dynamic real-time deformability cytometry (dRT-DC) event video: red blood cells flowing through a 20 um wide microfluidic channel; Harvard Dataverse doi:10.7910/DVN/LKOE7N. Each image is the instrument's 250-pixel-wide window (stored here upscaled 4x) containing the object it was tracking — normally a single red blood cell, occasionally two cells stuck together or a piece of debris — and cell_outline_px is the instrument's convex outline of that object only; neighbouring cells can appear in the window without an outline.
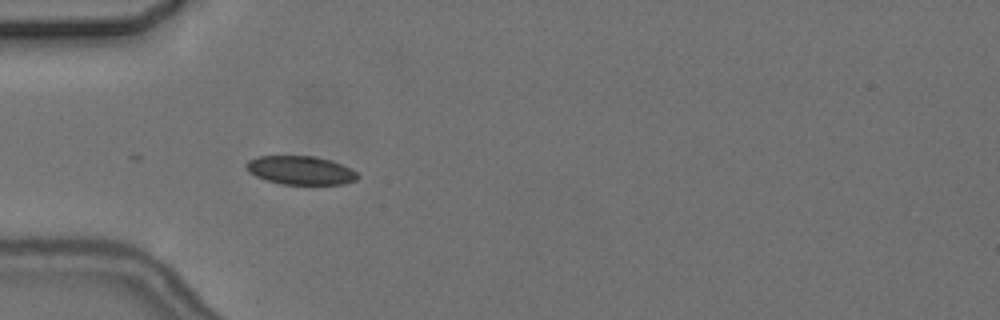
{"species": "common noctule bat (a hibernating species)", "species_latin": "Nyctalus noctula", "temperature_condition": "cold", "stored_images_in_passage": 5, "camera_frame_rate_fps": 3000, "um_per_image_px": 0.085, "animal": {"sex": "female", "body_mass_g": 24.6, "forearm_length_mm": 56.2}, "frame": {"image": 1, "passage_image": 5, "time_ms": 4.667, "image_size_px": [1000, 320], "cell_outline_px": [[360, 176], [356, 180], [344, 184], [280, 184], [256, 176], [248, 172], [244, 164], [248, 160], [260, 156], [316, 156], [332, 160], [352, 168]], "centroid_in_image_um": [25.57, 14.47], "position_along_channel_um": 59.4, "area_um2": 18.73}}